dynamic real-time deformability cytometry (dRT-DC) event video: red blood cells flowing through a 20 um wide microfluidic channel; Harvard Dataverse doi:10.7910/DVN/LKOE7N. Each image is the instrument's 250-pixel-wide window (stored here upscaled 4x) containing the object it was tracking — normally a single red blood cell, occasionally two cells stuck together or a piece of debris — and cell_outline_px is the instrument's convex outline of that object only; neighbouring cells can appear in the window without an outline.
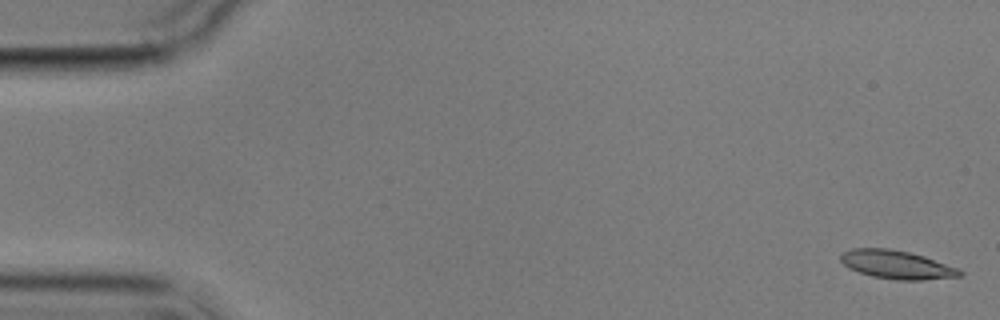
{"species": "common noctule bat (a hibernating species)", "species_latin": "Nyctalus noctula", "temperature_condition": "cold", "stored_images_in_passage": 5, "segment_of_instrument_passage": [2, 2], "camera_frame_rate_fps": 3000, "um_per_image_px": 0.085, "animal": {"sex": "male", "body_mass_g": 17.9}, "frame": {"image": 1, "passage_image": 5, "time_ms": 6.0, "image_size_px": [1000, 320], "cell_outline_px": [[964, 272], [960, 276], [920, 280], [896, 280], [872, 276], [848, 268], [840, 260], [840, 256], [844, 252], [852, 248], [888, 248], [908, 252], [924, 256], [960, 268]], "centroid_in_image_um": [76.24, 22.49], "position_along_channel_um": 8.8, "area_um2": 19.71}}